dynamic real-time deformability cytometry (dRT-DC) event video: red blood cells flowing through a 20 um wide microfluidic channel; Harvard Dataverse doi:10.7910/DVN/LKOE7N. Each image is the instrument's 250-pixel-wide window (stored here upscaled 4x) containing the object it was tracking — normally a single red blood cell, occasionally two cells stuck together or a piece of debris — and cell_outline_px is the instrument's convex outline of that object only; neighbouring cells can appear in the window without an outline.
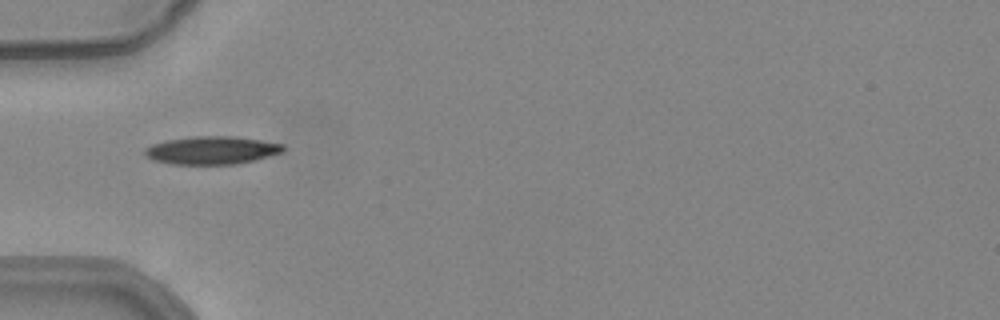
{"species": "common noctule bat (a hibernating species)", "species_latin": "Nyctalus noctula", "temperature_condition": "warm", "stored_images_in_passage": 30, "camera_frame_rate_fps": 3000, "um_per_image_px": 0.085, "animal": {"sex": "female", "body_mass_g": 24.6, "forearm_length_mm": 56.2}, "frame": {"image": 1, "passage_image": 2, "time_ms": 0.333, "image_size_px": [1000, 320], "cell_outline_px": [[284, 152], [256, 160], [236, 164], [172, 164], [152, 160], [144, 156], [144, 148], [152, 144], [168, 140], [192, 136], [236, 136], [284, 144]], "centroid_in_image_um": [18.0, 12.77], "position_along_channel_um": 67.0, "area_um2": 22.77}}
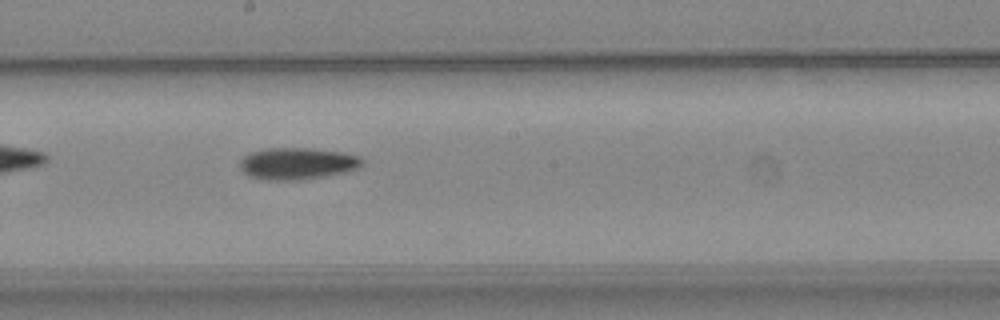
{"frame": {"image": 2, "passage_image": 14, "time_ms": 4.333, "image_size_px": [1000, 320], "cell_outline_px": [[364, 164], [360, 168], [344, 172], [324, 176], [300, 180], [268, 180], [248, 176], [240, 168], [240, 160], [244, 156], [252, 152], [264, 148], [308, 148], [344, 152], [360, 156], [364, 160]], "centroid_in_image_um": [25.3, 13.89], "position_along_channel_um": 222.9, "area_um2": 22.83}}
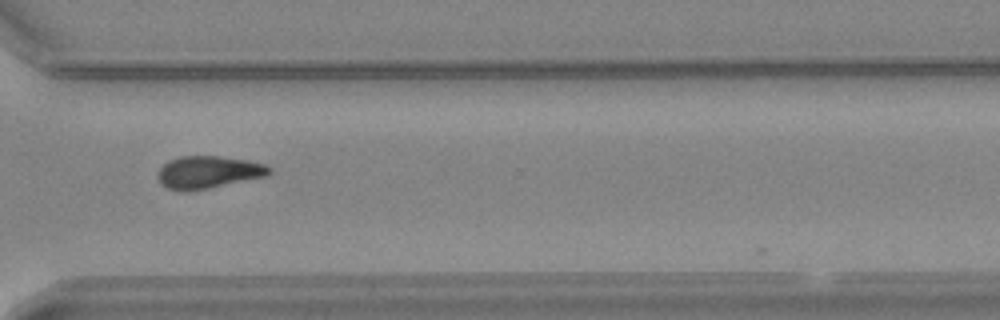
{"frame": {"image": 3, "passage_image": 24, "time_ms": 7.667, "image_size_px": [1000, 320], "cell_outline_px": [[272, 172], [268, 176], [208, 188], [184, 192], [168, 188], [160, 184], [156, 176], [160, 168], [168, 160], [180, 156], [220, 156], [248, 160], [268, 164], [272, 168]], "centroid_in_image_um": [17.73, 14.63], "position_along_channel_um": 352.9, "area_um2": 21.39}}